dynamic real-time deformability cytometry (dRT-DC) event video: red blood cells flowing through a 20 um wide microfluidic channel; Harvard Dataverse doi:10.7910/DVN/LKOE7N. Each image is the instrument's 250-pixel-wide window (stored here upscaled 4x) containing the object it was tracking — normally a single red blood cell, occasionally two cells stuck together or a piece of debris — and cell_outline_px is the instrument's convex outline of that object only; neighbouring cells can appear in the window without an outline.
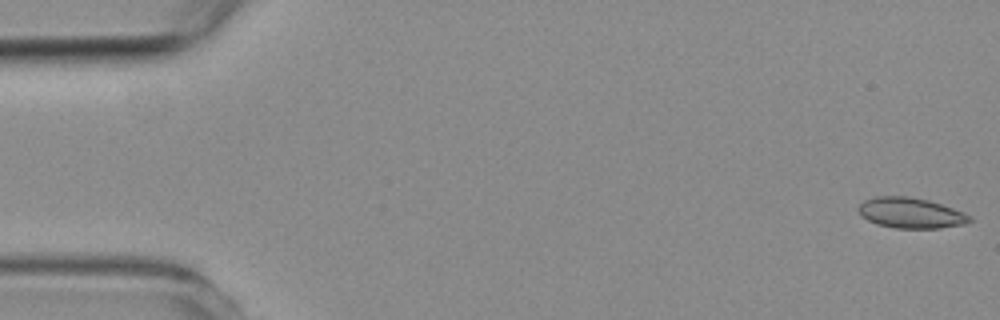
{"species": "common noctule bat (a hibernating species)", "species_latin": "Nyctalus noctula", "temperature_condition": "room temperature", "stored_images_in_passage": 6, "camera_frame_rate_fps": 3000, "um_per_image_px": 0.085, "animal": {"sex": "female", "body_mass_g": 19.3, "forearm_length_mm": 54.1}, "frame": {"image": 1, "passage_image": 1, "time_ms": 0.0, "image_size_px": [1000, 320], "cell_outline_px": [[972, 220], [964, 224], [940, 228], [896, 228], [876, 224], [860, 216], [856, 208], [864, 200], [876, 196], [904, 196], [928, 200], [964, 212], [972, 216]], "centroid_in_image_um": [77.38, 18.1], "position_along_channel_um": 7.6, "area_um2": 19.83}}
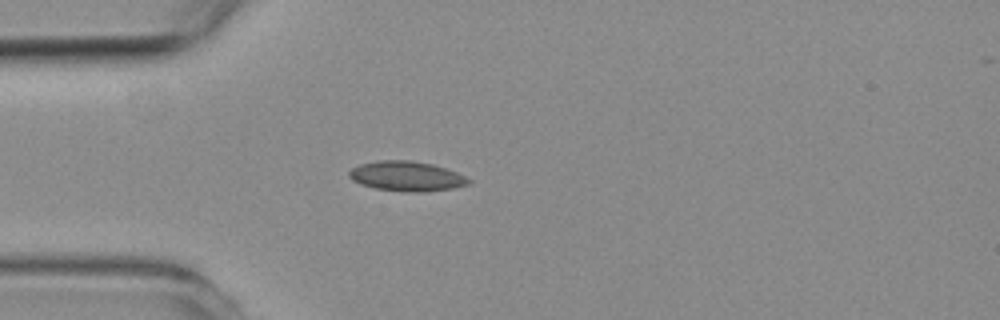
{"frame": {"image": 2, "passage_image": 5, "time_ms": 4.667, "image_size_px": [1000, 320], "cell_outline_px": [[472, 180], [468, 184], [456, 188], [428, 192], [404, 192], [376, 188], [360, 184], [352, 180], [348, 176], [348, 172], [352, 168], [360, 164], [380, 160], [408, 160], [432, 164], [456, 172]], "centroid_in_image_um": [34.56, 14.99], "position_along_channel_um": 50.4, "area_um2": 20.87}}